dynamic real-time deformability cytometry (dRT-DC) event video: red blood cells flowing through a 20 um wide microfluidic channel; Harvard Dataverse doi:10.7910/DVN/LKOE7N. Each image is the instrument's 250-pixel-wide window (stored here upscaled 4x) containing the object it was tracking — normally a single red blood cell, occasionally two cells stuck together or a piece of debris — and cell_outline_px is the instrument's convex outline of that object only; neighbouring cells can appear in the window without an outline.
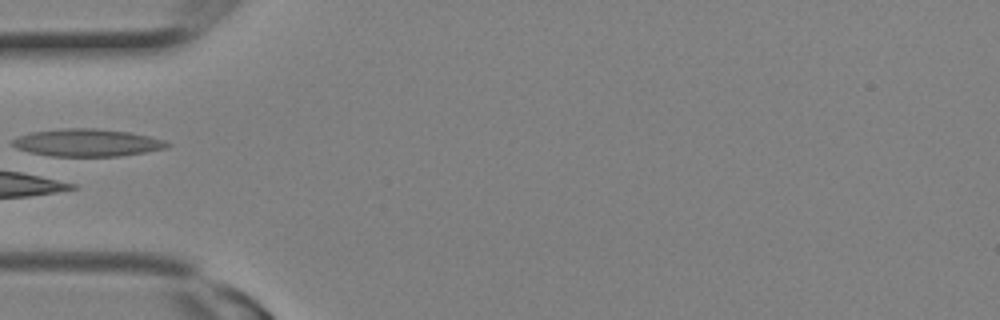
{"species": "Egyptian fruit bat (a non-hibernating species)", "species_latin": "Rousettus aegyptiacus", "temperature_condition": "room temperature", "stored_images_in_passage": 2, "camera_frame_rate_fps": 3000, "um_per_image_px": 0.085, "animal": {"sex": "female"}, "frame": {"image": 1, "passage_image": 2, "time_ms": 0.333, "image_size_px": [1000, 320], "cell_outline_px": [[172, 144], [168, 148], [120, 156], [52, 156], [28, 152], [16, 148], [12, 144], [12, 140], [16, 136], [32, 132], [64, 128], [96, 128], [128, 132], [148, 136], [164, 140]], "centroid_in_image_um": [7.4, 12.13], "position_along_channel_um": 77.6, "area_um2": 24.8}}